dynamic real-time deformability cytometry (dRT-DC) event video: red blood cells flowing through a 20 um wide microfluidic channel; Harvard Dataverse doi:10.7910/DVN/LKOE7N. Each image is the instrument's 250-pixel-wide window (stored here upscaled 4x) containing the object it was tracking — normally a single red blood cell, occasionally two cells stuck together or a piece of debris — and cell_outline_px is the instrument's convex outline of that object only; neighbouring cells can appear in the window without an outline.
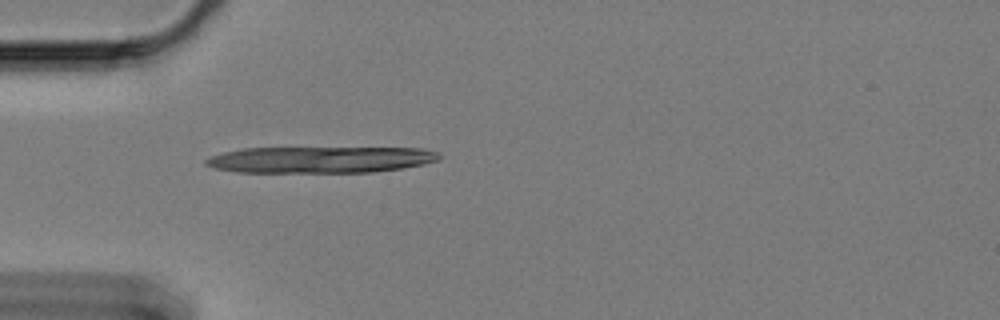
{"species": "Egyptian fruit bat (a non-hibernating species)", "species_latin": "Rousettus aegyptiacus", "temperature_condition": "cold", "stored_images_in_passage": 43, "segment_of_instrument_passage": [1, 2], "camera_frame_rate_fps": 3000, "um_per_image_px": 0.085, "animal": {"sex": "female"}, "frame": {"image": 1, "passage_image": 1, "time_ms": 0.0, "image_size_px": [1000, 320], "cell_outline_px": [[440, 156], [436, 160], [424, 164], [404, 168], [372, 172], [236, 172], [216, 168], [204, 164], [204, 160], [212, 156], [224, 152], [244, 148], [420, 148], [436, 152]], "centroid_in_image_um": [27.21, 13.57], "position_along_channel_um": 57.8, "area_um2": 35.72}}